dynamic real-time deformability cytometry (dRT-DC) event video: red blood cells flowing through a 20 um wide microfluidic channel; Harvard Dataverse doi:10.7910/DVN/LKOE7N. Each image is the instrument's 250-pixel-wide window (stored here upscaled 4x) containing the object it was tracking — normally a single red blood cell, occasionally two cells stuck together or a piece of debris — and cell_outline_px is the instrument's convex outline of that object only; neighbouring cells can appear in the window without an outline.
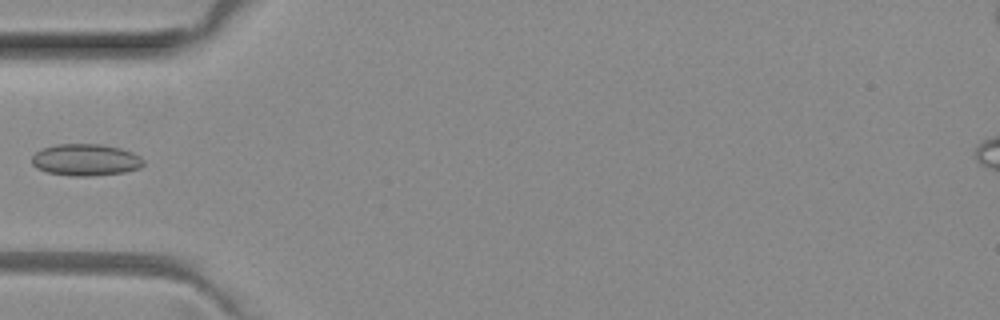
{"species": "common noctule bat (a hibernating species)", "species_latin": "Nyctalus noctula", "temperature_condition": "room temperature", "stored_images_in_passage": 6, "camera_frame_rate_fps": 3000, "um_per_image_px": 0.085, "animal": {"sex": "female", "body_mass_g": 29.2, "forearm_length_mm": 56.3}, "frame": {"image": 1, "passage_image": 5, "time_ms": 1.333, "image_size_px": [1000, 320], "cell_outline_px": [[144, 164], [140, 168], [124, 172], [88, 176], [76, 176], [48, 172], [36, 168], [32, 164], [32, 156], [36, 152], [44, 148], [56, 144], [100, 144], [120, 148], [132, 152], [140, 156], [144, 160]], "centroid_in_image_um": [7.3, 13.58], "position_along_channel_um": 77.7, "area_um2": 20.58}}
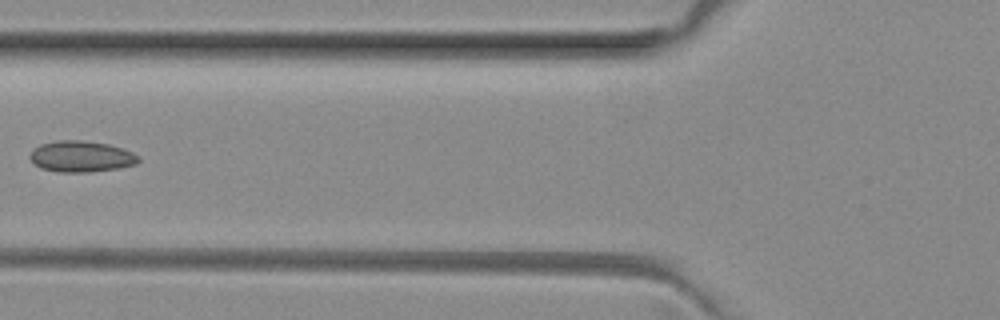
{"frame": {"image": 2, "passage_image": 6, "time_ms": 1.667, "image_size_px": [1000, 320], "cell_outline_px": [[140, 160], [136, 164], [120, 168], [92, 172], [60, 172], [40, 168], [28, 156], [40, 144], [56, 140], [80, 140], [108, 144], [132, 152], [140, 156]], "centroid_in_image_um": [6.92, 13.31], "position_along_channel_um": 118.9, "area_um2": 19.65}}